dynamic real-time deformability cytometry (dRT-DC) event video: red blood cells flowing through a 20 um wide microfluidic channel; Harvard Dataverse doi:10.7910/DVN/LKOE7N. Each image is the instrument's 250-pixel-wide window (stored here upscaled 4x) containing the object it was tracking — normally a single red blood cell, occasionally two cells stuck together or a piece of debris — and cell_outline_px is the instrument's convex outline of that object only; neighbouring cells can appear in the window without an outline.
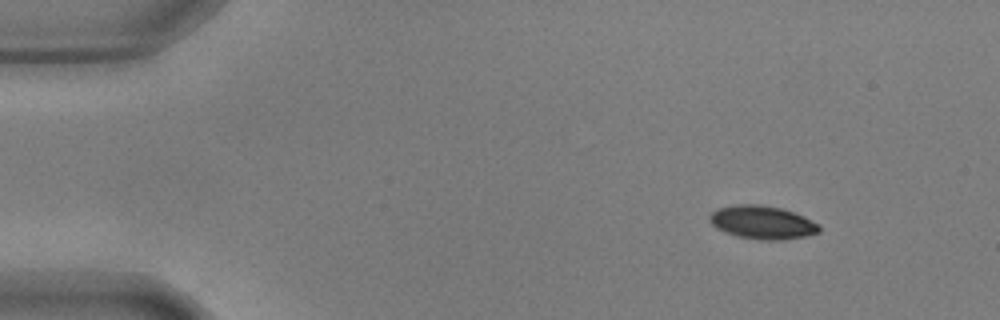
{"species": "common noctule bat (a hibernating species)", "species_latin": "Nyctalus noctula", "temperature_condition": "warm", "stored_images_in_passage": 50, "camera_frame_rate_fps": 3000, "um_per_image_px": 0.085, "animal": {"sex": "male", "body_mass_g": 17.9, "forearm_length_mm": 54.2}, "frame": {"image": 1, "passage_image": 1, "time_ms": 0.0, "image_size_px": [1000, 320], "cell_outline_px": [[820, 232], [804, 236], [780, 240], [760, 240], [736, 236], [724, 232], [716, 228], [708, 220], [708, 216], [716, 208], [736, 204], [760, 204], [780, 208], [804, 216], [820, 224]], "centroid_in_image_um": [64.77, 18.9], "position_along_channel_um": 20.2, "area_um2": 21.44}}
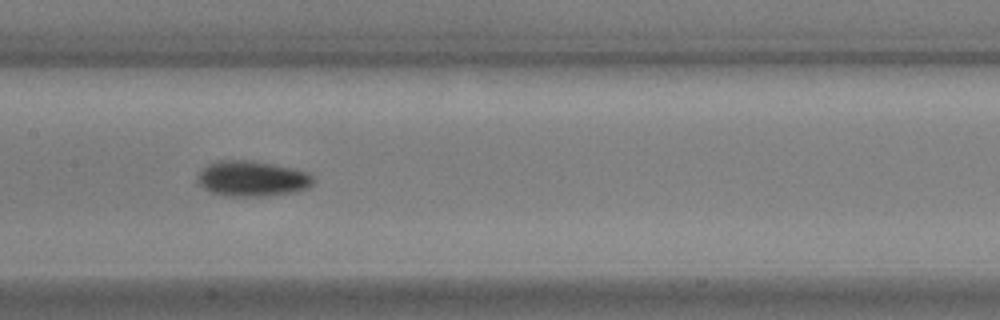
{"frame": {"image": 2, "passage_image": 22, "time_ms": 7.0, "image_size_px": [1000, 320], "cell_outline_px": [[316, 180], [308, 188], [296, 192], [264, 196], [224, 196], [212, 192], [204, 188], [196, 180], [200, 172], [212, 160], [252, 160], [276, 164], [308, 172]], "centroid_in_image_um": [21.45, 15.17], "position_along_channel_um": 185.9, "area_um2": 24.22}}
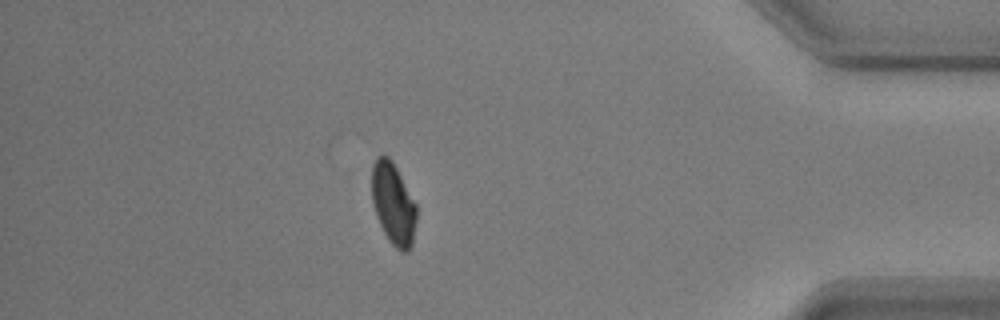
{"frame": {"image": 3, "passage_image": 43, "time_ms": 14.0, "image_size_px": [1000, 320], "cell_outline_px": [[416, 220], [412, 244], [408, 252], [400, 252], [388, 240], [376, 216], [372, 200], [372, 164], [376, 156], [388, 156], [392, 160], [416, 204]], "centroid_in_image_um": [33.42, 17.33], "position_along_channel_um": 401.8, "area_um2": 21.27}, "authors_computed_cell_mechanics": {"area_um2": 21.8484, "velocity_mm_per_s": 3.6373, "shape_relaxation_time_tau1_ms": 3.1515, "shape_relaxation_time_tau2_ms": null, "deformation_change_tau1": 0.1395, "deformation_change_tau2": null}}